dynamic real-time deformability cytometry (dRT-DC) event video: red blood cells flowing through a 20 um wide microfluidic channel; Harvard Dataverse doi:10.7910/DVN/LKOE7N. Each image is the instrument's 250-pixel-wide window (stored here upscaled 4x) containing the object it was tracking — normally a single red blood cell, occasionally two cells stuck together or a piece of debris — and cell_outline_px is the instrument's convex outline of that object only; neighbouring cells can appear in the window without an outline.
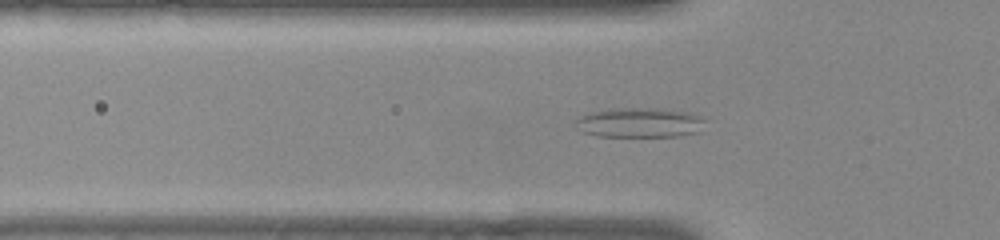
{"species": "common noctule bat (a hibernating species)", "species_latin": "Nyctalus noctula", "temperature_condition": "warm", "stored_images_in_passage": 43, "camera_frame_rate_fps": 3000, "um_per_image_px": 0.085, "animal": {"sex": "female", "body_mass_g": 22.0, "forearm_length_mm": 56.7}, "frame": {"image": 1, "passage_image": 6, "time_ms": 1.667, "image_size_px": [1000, 240], "cell_outline_px": [[704, 120], [700, 132], [680, 136], [596, 136], [584, 132], [576, 128], [572, 124], [580, 116], [588, 112], [612, 108], [660, 108], [692, 112], [700, 116]], "centroid_in_image_um": [54.34, 10.41], "position_along_channel_um": 71.5, "area_um2": 22.83}}
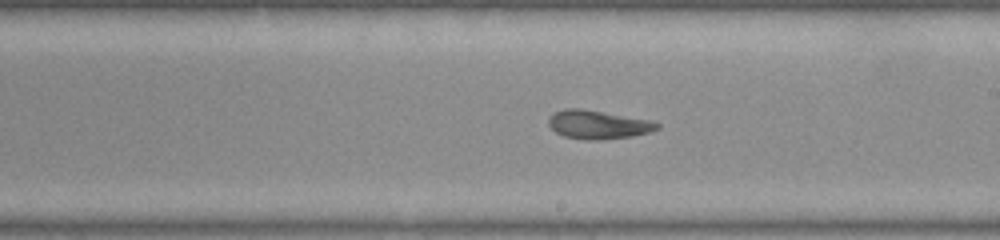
{"frame": {"image": 2, "passage_image": 19, "time_ms": 6.0, "image_size_px": [1000, 240], "cell_outline_px": [[660, 128], [648, 132], [632, 136], [600, 140], [588, 140], [564, 136], [556, 132], [548, 124], [548, 120], [556, 112], [564, 108], [580, 108], [652, 120], [660, 124]], "centroid_in_image_um": [50.86, 10.59], "position_along_channel_um": 238.1, "area_um2": 17.98}}
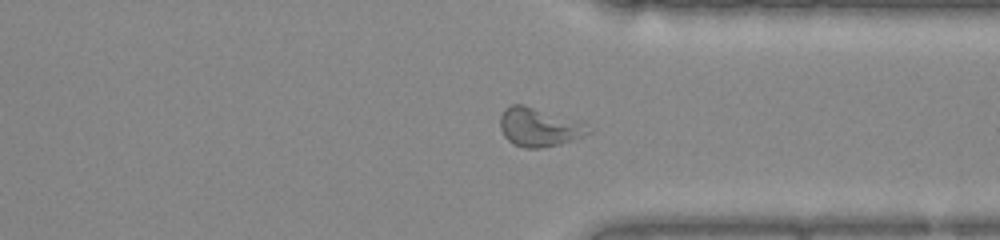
{"frame": {"image": 3, "passage_image": 29, "time_ms": 9.333, "image_size_px": [1000, 240], "cell_outline_px": [[592, 132], [584, 136], [560, 144], [544, 148], [524, 148], [512, 144], [504, 136], [500, 128], [500, 116], [504, 108], [512, 104], [524, 104], [584, 120]], "centroid_in_image_um": [45.86, 10.79], "position_along_channel_um": 365.5, "area_um2": 20.63}, "authors_computed_cell_mechanics": {"area_um2": 18.6694, "velocity_mm_per_s": 3.8432, "shape_relaxation_time_tau1_ms": null, "shape_relaxation_time_tau2_ms": 3.0095, "deformation_change_tau1": null, "deformation_change_tau2": 0.1046}}